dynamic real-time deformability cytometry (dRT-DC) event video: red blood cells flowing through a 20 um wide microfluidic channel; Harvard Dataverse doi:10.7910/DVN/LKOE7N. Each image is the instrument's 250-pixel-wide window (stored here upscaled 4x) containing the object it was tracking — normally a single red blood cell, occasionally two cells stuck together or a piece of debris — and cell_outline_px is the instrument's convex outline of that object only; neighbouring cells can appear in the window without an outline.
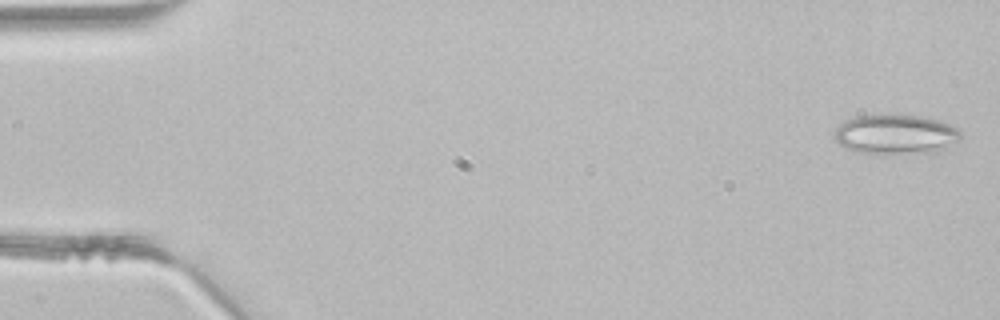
{"species": "common noctule bat (a hibernating species)", "species_latin": "Nyctalus noctula", "temperature_condition": "room temperature", "stored_images_in_passage": 3, "camera_frame_rate_fps": 3000, "um_per_image_px": 0.085, "animal": {"sex": "male", "body_mass_g": 21.5, "forearm_length_mm": 52.0}, "frame": {"image": 1, "passage_image": 1, "time_ms": 0.0, "image_size_px": [1000, 320], "cell_outline_px": [[960, 136], [948, 148], [936, 152], [884, 156], [852, 152], [844, 148], [836, 140], [836, 128], [844, 120], [852, 116], [924, 116], [940, 120], [956, 128], [960, 132]], "centroid_in_image_um": [76.1, 11.48], "position_along_channel_um": 8.9, "area_um2": 29.71}}